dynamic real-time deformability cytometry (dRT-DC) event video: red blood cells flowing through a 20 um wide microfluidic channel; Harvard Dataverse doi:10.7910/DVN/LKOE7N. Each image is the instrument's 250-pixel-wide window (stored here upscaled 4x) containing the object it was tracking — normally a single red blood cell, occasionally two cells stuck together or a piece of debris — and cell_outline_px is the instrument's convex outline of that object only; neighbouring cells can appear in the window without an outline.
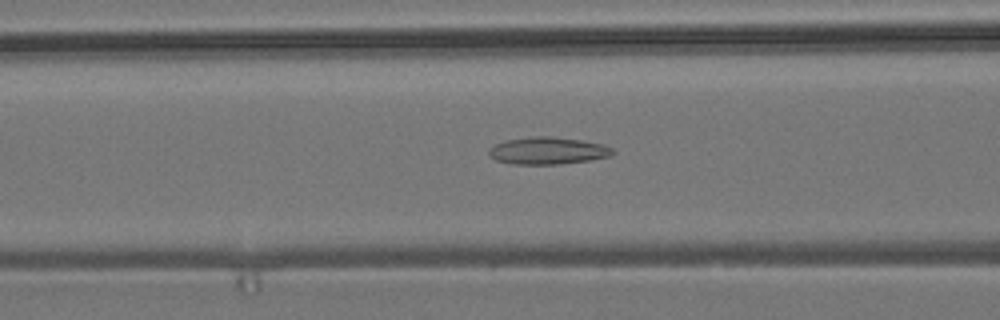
{"species": "common noctule bat (a hibernating species)", "species_latin": "Nyctalus noctula", "temperature_condition": "room temperature", "stored_images_in_passage": 55, "camera_frame_rate_fps": 3000, "um_per_image_px": 0.085, "animal": {"sex": "male", "body_mass_g": 19.2, "forearm_length_mm": 51.8}, "frame": {"image": 1, "passage_image": 22, "time_ms": 7.0, "image_size_px": [1000, 320], "cell_outline_px": [[616, 152], [608, 156], [588, 160], [560, 164], [512, 164], [496, 160], [488, 152], [488, 148], [496, 144], [508, 140], [532, 136], [552, 136], [580, 140], [604, 144], [612, 148]], "centroid_in_image_um": [46.57, 12.8], "position_along_channel_um": 120.0, "area_um2": 19.48}}
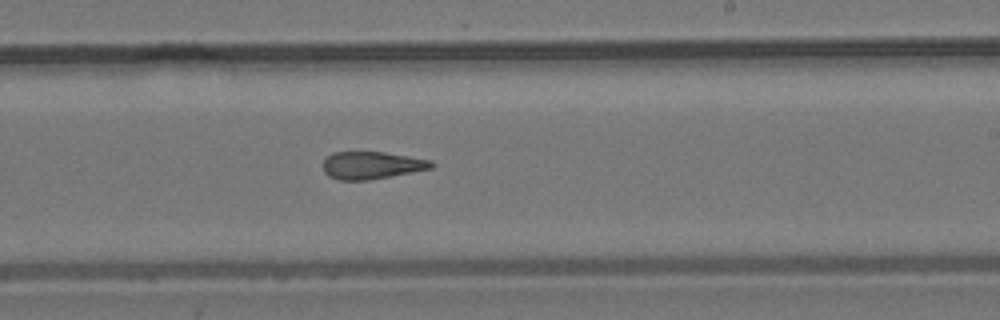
{"frame": {"image": 2, "passage_image": 33, "time_ms": 10.667, "image_size_px": [1000, 320], "cell_outline_px": [[436, 164], [432, 168], [368, 180], [340, 180], [328, 176], [324, 172], [324, 160], [332, 152], [384, 152], [432, 160]], "centroid_in_image_um": [31.6, 14.04], "position_along_channel_um": 257.4, "area_um2": 17.22}}
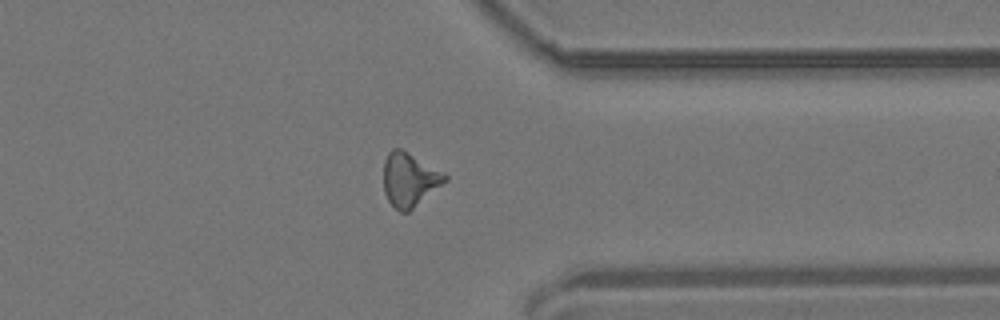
{"frame": {"image": 3, "passage_image": 43, "time_ms": 14.0, "image_size_px": [1000, 320], "cell_outline_px": [[448, 180], [408, 212], [400, 212], [388, 200], [384, 192], [384, 160], [388, 152], [392, 148], [400, 148], [444, 172], [448, 176]], "centroid_in_image_um": [34.81, 15.25], "position_along_channel_um": 376.6, "area_um2": 19.13}, "authors_computed_cell_mechanics": {"area_um2": 18.6116, "velocity_mm_per_s": 3.7481, "shape_relaxation_time_tau1_ms": null, "shape_relaxation_time_tau2_ms": 3.8974, "deformation_change_tau1": null, "deformation_change_tau2": 0.15}}